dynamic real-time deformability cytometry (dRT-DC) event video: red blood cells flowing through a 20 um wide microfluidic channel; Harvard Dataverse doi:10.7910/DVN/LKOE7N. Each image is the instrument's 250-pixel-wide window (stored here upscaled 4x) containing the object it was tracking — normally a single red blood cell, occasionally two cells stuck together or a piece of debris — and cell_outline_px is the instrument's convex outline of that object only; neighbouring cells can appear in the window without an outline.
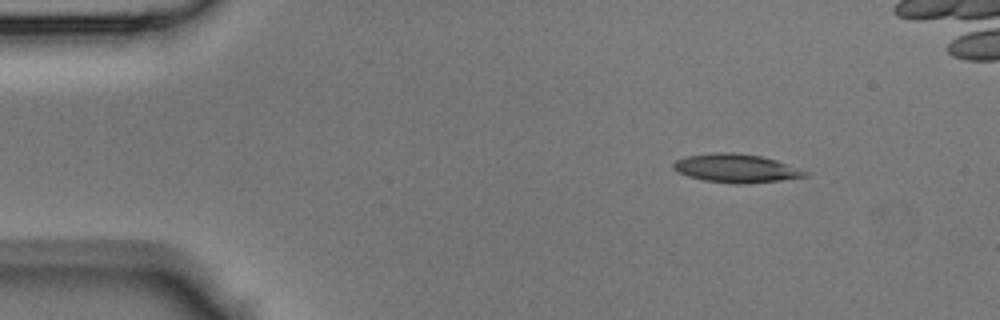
{"species": "Egyptian fruit bat (a non-hibernating species)", "species_latin": "Rousettus aegyptiacus", "temperature_condition": "room temperature", "stored_images_in_passage": 39, "camera_frame_rate_fps": 3000, "um_per_image_px": 0.085, "animal": {"sex": "male"}, "frame": {"image": 1, "passage_image": 1, "time_ms": 0.0, "image_size_px": [1000, 320], "cell_outline_px": [[808, 176], [780, 180], [736, 184], [704, 180], [688, 176], [676, 172], [672, 168], [672, 164], [676, 160], [688, 156], [716, 152], [732, 152], [760, 156], [776, 160], [808, 172]], "centroid_in_image_um": [62.52, 14.3], "position_along_channel_um": 22.5, "area_um2": 21.62}}
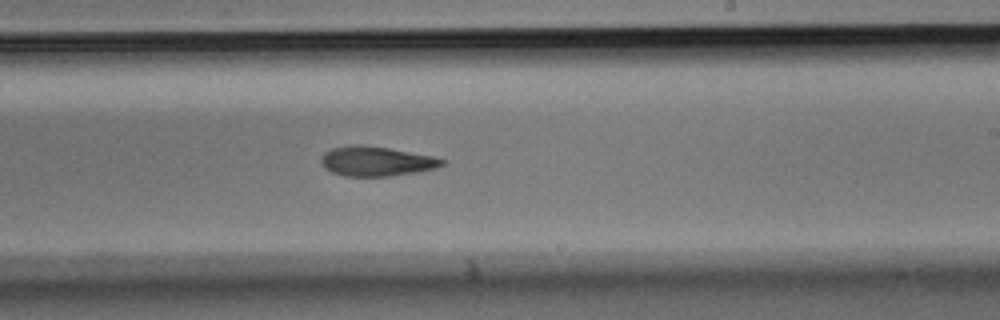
{"frame": {"image": 2, "passage_image": 21, "time_ms": 6.667, "image_size_px": [1000, 320], "cell_outline_px": [[444, 164], [436, 168], [416, 172], [388, 176], [344, 176], [332, 172], [324, 168], [320, 160], [324, 152], [332, 148], [352, 144], [360, 144], [388, 148], [432, 156], [444, 160]], "centroid_in_image_um": [31.94, 13.7], "position_along_channel_um": 257.1, "area_um2": 20.81}}
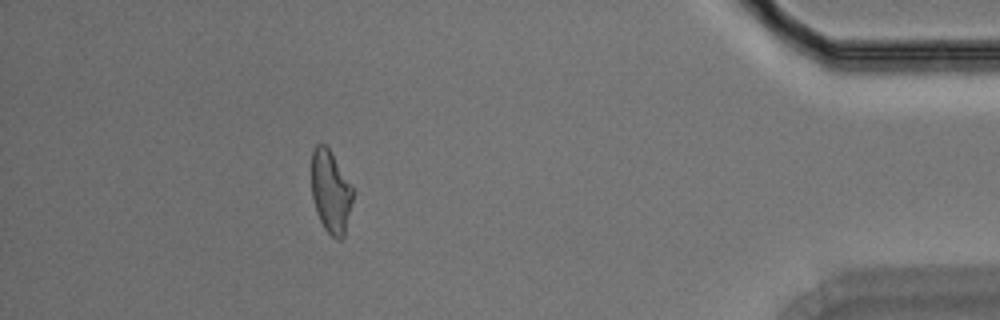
{"frame": {"image": 3, "passage_image": 34, "time_ms": 11.0, "image_size_px": [1000, 320], "cell_outline_px": [[352, 200], [344, 236], [340, 240], [336, 240], [324, 228], [316, 212], [312, 196], [312, 148], [316, 144], [324, 144], [328, 148], [352, 188]], "centroid_in_image_um": [28.08, 16.32], "position_along_channel_um": 407.1, "area_um2": 19.42}}